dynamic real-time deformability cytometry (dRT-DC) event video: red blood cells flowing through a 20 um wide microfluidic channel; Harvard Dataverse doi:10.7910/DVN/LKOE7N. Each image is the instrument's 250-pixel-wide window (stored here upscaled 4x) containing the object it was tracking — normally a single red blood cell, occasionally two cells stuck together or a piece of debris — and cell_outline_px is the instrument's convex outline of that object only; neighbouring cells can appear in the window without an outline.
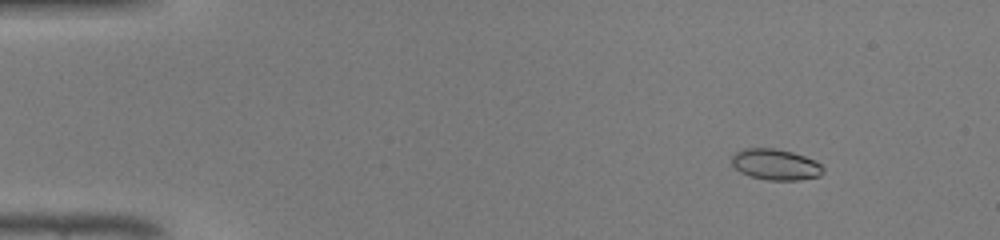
{"species": "common noctule bat (a hibernating species)", "species_latin": "Nyctalus noctula", "temperature_condition": "warm", "stored_images_in_passage": 47, "camera_frame_rate_fps": 3000, "um_per_image_px": 0.085, "animal": {"sex": "male", "body_mass_g": 19.0, "forearm_length_mm": 50.8}, "frame": {"image": 1, "passage_image": 5, "time_ms": 1.333, "image_size_px": [1000, 240], "cell_outline_px": [[824, 172], [820, 176], [800, 180], [768, 180], [748, 176], [740, 172], [732, 164], [732, 156], [736, 152], [744, 148], [776, 148], [792, 152], [816, 160], [824, 168]], "centroid_in_image_um": [65.94, 13.98], "position_along_channel_um": 19.1, "area_um2": 16.65}}
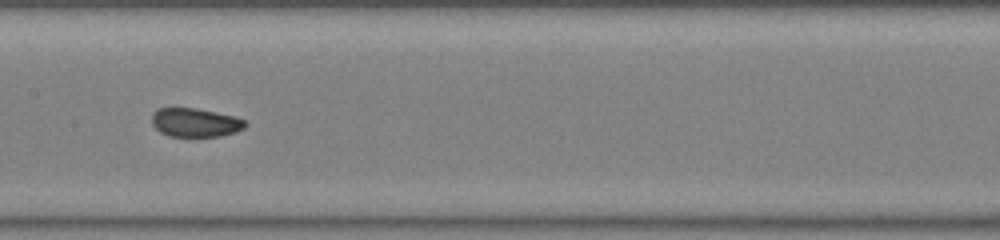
{"frame": {"image": 2, "passage_image": 24, "time_ms": 7.667, "image_size_px": [1000, 240], "cell_outline_px": [[248, 124], [244, 128], [236, 132], [220, 136], [168, 136], [160, 132], [152, 124], [152, 112], [160, 108], [196, 108], [236, 116], [244, 120]], "centroid_in_image_um": [16.61, 10.41], "position_along_channel_um": 190.8, "area_um2": 15.72}}
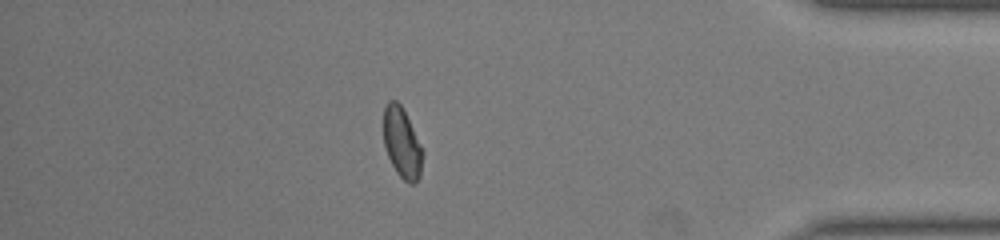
{"frame": {"image": 3, "passage_image": 41, "time_ms": 13.333, "image_size_px": [1000, 240], "cell_outline_px": [[424, 152], [420, 176], [416, 184], [408, 184], [396, 172], [388, 156], [384, 144], [384, 108], [388, 100], [396, 100], [400, 104]], "centroid_in_image_um": [34.17, 12.19], "position_along_channel_um": 401.0, "area_um2": 15.9}, "authors_computed_cell_mechanics": {"area_um2": 16.3574, "velocity_mm_per_s": 4.3261, "shape_relaxation_time_tau1_ms": null, "shape_relaxation_time_tau2_ms": 0.7196, "deformation_change_tau1": null, "deformation_change_tau2": 0.043}}